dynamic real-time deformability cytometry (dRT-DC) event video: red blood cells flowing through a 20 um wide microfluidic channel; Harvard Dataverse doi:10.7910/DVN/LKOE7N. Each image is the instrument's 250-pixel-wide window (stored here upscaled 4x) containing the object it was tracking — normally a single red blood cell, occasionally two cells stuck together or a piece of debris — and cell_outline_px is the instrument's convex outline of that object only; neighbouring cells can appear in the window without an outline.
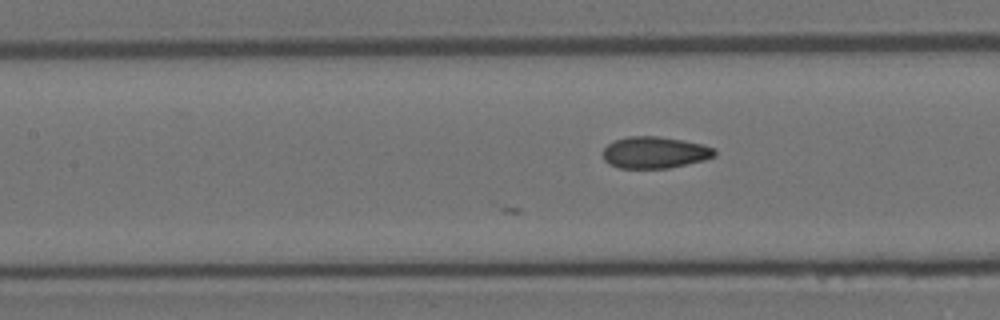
{"species": "Egyptian fruit bat (a non-hibernating species)", "species_latin": "Rousettus aegyptiacus", "temperature_condition": "room temperature", "stored_images_in_passage": 9, "camera_frame_rate_fps": 3000, "um_per_image_px": 0.085, "animal": {"sex": "female"}, "frame": {"image": 1, "passage_image": 9, "time_ms": 2.667, "image_size_px": [1000, 320], "cell_outline_px": [[716, 156], [704, 160], [668, 168], [620, 168], [608, 164], [604, 160], [600, 152], [608, 144], [616, 140], [628, 136], [660, 136], [684, 140], [704, 144], [716, 148]], "centroid_in_image_um": [55.66, 12.95], "position_along_channel_um": 151.7, "area_um2": 20.92}}